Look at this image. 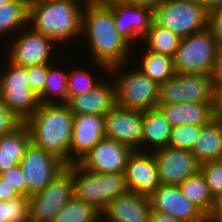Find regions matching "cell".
Listing matches in <instances>:
<instances>
[{"instance_id":"5bb4252c","label":"cell","mask_w":222,"mask_h":222,"mask_svg":"<svg viewBox=\"0 0 222 222\" xmlns=\"http://www.w3.org/2000/svg\"><path fill=\"white\" fill-rule=\"evenodd\" d=\"M142 123L143 111L115 105L105 115V137L141 151Z\"/></svg>"},{"instance_id":"7c38bea8","label":"cell","mask_w":222,"mask_h":222,"mask_svg":"<svg viewBox=\"0 0 222 222\" xmlns=\"http://www.w3.org/2000/svg\"><path fill=\"white\" fill-rule=\"evenodd\" d=\"M132 152L129 146L104 137L77 164L93 173H124Z\"/></svg>"},{"instance_id":"2e32d148","label":"cell","mask_w":222,"mask_h":222,"mask_svg":"<svg viewBox=\"0 0 222 222\" xmlns=\"http://www.w3.org/2000/svg\"><path fill=\"white\" fill-rule=\"evenodd\" d=\"M148 197L152 211L165 212L185 222H209V218L182 194L179 185L160 184Z\"/></svg>"},{"instance_id":"60d3db41","label":"cell","mask_w":222,"mask_h":222,"mask_svg":"<svg viewBox=\"0 0 222 222\" xmlns=\"http://www.w3.org/2000/svg\"><path fill=\"white\" fill-rule=\"evenodd\" d=\"M210 77L213 91L218 98L222 94V47L216 53Z\"/></svg>"},{"instance_id":"1f68e13d","label":"cell","mask_w":222,"mask_h":222,"mask_svg":"<svg viewBox=\"0 0 222 222\" xmlns=\"http://www.w3.org/2000/svg\"><path fill=\"white\" fill-rule=\"evenodd\" d=\"M29 197L0 201V222H29Z\"/></svg>"},{"instance_id":"ba28073f","label":"cell","mask_w":222,"mask_h":222,"mask_svg":"<svg viewBox=\"0 0 222 222\" xmlns=\"http://www.w3.org/2000/svg\"><path fill=\"white\" fill-rule=\"evenodd\" d=\"M183 102L217 103L210 75L176 72L159 84L158 105Z\"/></svg>"},{"instance_id":"f907efd6","label":"cell","mask_w":222,"mask_h":222,"mask_svg":"<svg viewBox=\"0 0 222 222\" xmlns=\"http://www.w3.org/2000/svg\"><path fill=\"white\" fill-rule=\"evenodd\" d=\"M88 1H92V0H83V2H81V3H86V2H88Z\"/></svg>"},{"instance_id":"d6986e66","label":"cell","mask_w":222,"mask_h":222,"mask_svg":"<svg viewBox=\"0 0 222 222\" xmlns=\"http://www.w3.org/2000/svg\"><path fill=\"white\" fill-rule=\"evenodd\" d=\"M151 211L148 196L127 191L107 204L101 222H151Z\"/></svg>"},{"instance_id":"484cf974","label":"cell","mask_w":222,"mask_h":222,"mask_svg":"<svg viewBox=\"0 0 222 222\" xmlns=\"http://www.w3.org/2000/svg\"><path fill=\"white\" fill-rule=\"evenodd\" d=\"M181 39L182 37L166 27L159 25L154 20L151 24L150 30L142 38V40H144L142 42L146 44L147 50L173 58L180 45Z\"/></svg>"},{"instance_id":"5b68a950","label":"cell","mask_w":222,"mask_h":222,"mask_svg":"<svg viewBox=\"0 0 222 222\" xmlns=\"http://www.w3.org/2000/svg\"><path fill=\"white\" fill-rule=\"evenodd\" d=\"M74 196L102 212L108 203L126 193L124 173H93L72 164Z\"/></svg>"},{"instance_id":"bcb514c9","label":"cell","mask_w":222,"mask_h":222,"mask_svg":"<svg viewBox=\"0 0 222 222\" xmlns=\"http://www.w3.org/2000/svg\"><path fill=\"white\" fill-rule=\"evenodd\" d=\"M209 222H222V198L217 201L216 210Z\"/></svg>"},{"instance_id":"cb8c5ba5","label":"cell","mask_w":222,"mask_h":222,"mask_svg":"<svg viewBox=\"0 0 222 222\" xmlns=\"http://www.w3.org/2000/svg\"><path fill=\"white\" fill-rule=\"evenodd\" d=\"M30 143L29 129L24 122L13 132L2 135L0 137V173L18 165Z\"/></svg>"},{"instance_id":"52a82bcc","label":"cell","mask_w":222,"mask_h":222,"mask_svg":"<svg viewBox=\"0 0 222 222\" xmlns=\"http://www.w3.org/2000/svg\"><path fill=\"white\" fill-rule=\"evenodd\" d=\"M154 20L184 38L207 29L208 11L193 0H164Z\"/></svg>"},{"instance_id":"c3c4849f","label":"cell","mask_w":222,"mask_h":222,"mask_svg":"<svg viewBox=\"0 0 222 222\" xmlns=\"http://www.w3.org/2000/svg\"><path fill=\"white\" fill-rule=\"evenodd\" d=\"M98 1L106 3V2H111V1H124V0H98Z\"/></svg>"},{"instance_id":"277c9868","label":"cell","mask_w":222,"mask_h":222,"mask_svg":"<svg viewBox=\"0 0 222 222\" xmlns=\"http://www.w3.org/2000/svg\"><path fill=\"white\" fill-rule=\"evenodd\" d=\"M125 66L126 64H119L108 70L109 76L115 73L113 81L116 105L140 111L157 108L159 84L143 74L137 67L124 72L122 68L124 69Z\"/></svg>"},{"instance_id":"f546056e","label":"cell","mask_w":222,"mask_h":222,"mask_svg":"<svg viewBox=\"0 0 222 222\" xmlns=\"http://www.w3.org/2000/svg\"><path fill=\"white\" fill-rule=\"evenodd\" d=\"M142 60L138 65V69L158 84L165 83L175 75L173 58L153 53L149 50L145 51Z\"/></svg>"},{"instance_id":"74e56055","label":"cell","mask_w":222,"mask_h":222,"mask_svg":"<svg viewBox=\"0 0 222 222\" xmlns=\"http://www.w3.org/2000/svg\"><path fill=\"white\" fill-rule=\"evenodd\" d=\"M23 121L12 111L8 110L0 98V137L17 129Z\"/></svg>"},{"instance_id":"8992f818","label":"cell","mask_w":222,"mask_h":222,"mask_svg":"<svg viewBox=\"0 0 222 222\" xmlns=\"http://www.w3.org/2000/svg\"><path fill=\"white\" fill-rule=\"evenodd\" d=\"M219 48L208 29L182 38L173 56L175 72L210 75Z\"/></svg>"},{"instance_id":"f35d334b","label":"cell","mask_w":222,"mask_h":222,"mask_svg":"<svg viewBox=\"0 0 222 222\" xmlns=\"http://www.w3.org/2000/svg\"><path fill=\"white\" fill-rule=\"evenodd\" d=\"M207 29L222 47V5L208 12Z\"/></svg>"},{"instance_id":"d4e9b609","label":"cell","mask_w":222,"mask_h":222,"mask_svg":"<svg viewBox=\"0 0 222 222\" xmlns=\"http://www.w3.org/2000/svg\"><path fill=\"white\" fill-rule=\"evenodd\" d=\"M182 194L196 205L209 219L213 216L217 201L210 193L206 179L199 170L179 185Z\"/></svg>"},{"instance_id":"4316f807","label":"cell","mask_w":222,"mask_h":222,"mask_svg":"<svg viewBox=\"0 0 222 222\" xmlns=\"http://www.w3.org/2000/svg\"><path fill=\"white\" fill-rule=\"evenodd\" d=\"M52 64H48L45 88L38 96L40 104H67L68 72L66 73V71L60 70V68H56L57 66Z\"/></svg>"},{"instance_id":"8d00e7d4","label":"cell","mask_w":222,"mask_h":222,"mask_svg":"<svg viewBox=\"0 0 222 222\" xmlns=\"http://www.w3.org/2000/svg\"><path fill=\"white\" fill-rule=\"evenodd\" d=\"M47 72L48 64H40L27 67L29 87L38 96L43 92L45 88Z\"/></svg>"},{"instance_id":"ab89813d","label":"cell","mask_w":222,"mask_h":222,"mask_svg":"<svg viewBox=\"0 0 222 222\" xmlns=\"http://www.w3.org/2000/svg\"><path fill=\"white\" fill-rule=\"evenodd\" d=\"M0 177L6 179L11 186H13L20 195L26 196V186L24 181V175L21 172L20 165H16L14 168L8 169L0 173Z\"/></svg>"},{"instance_id":"4fadbf2b","label":"cell","mask_w":222,"mask_h":222,"mask_svg":"<svg viewBox=\"0 0 222 222\" xmlns=\"http://www.w3.org/2000/svg\"><path fill=\"white\" fill-rule=\"evenodd\" d=\"M113 11L117 33L132 47L143 38L154 21V11L133 5L127 0L106 2Z\"/></svg>"},{"instance_id":"f1b7e54d","label":"cell","mask_w":222,"mask_h":222,"mask_svg":"<svg viewBox=\"0 0 222 222\" xmlns=\"http://www.w3.org/2000/svg\"><path fill=\"white\" fill-rule=\"evenodd\" d=\"M0 98L23 122L40 106L38 95L32 90H0Z\"/></svg>"},{"instance_id":"d590c367","label":"cell","mask_w":222,"mask_h":222,"mask_svg":"<svg viewBox=\"0 0 222 222\" xmlns=\"http://www.w3.org/2000/svg\"><path fill=\"white\" fill-rule=\"evenodd\" d=\"M200 171L206 179L210 193L218 201L222 198V160L200 164Z\"/></svg>"},{"instance_id":"7a4b0ae2","label":"cell","mask_w":222,"mask_h":222,"mask_svg":"<svg viewBox=\"0 0 222 222\" xmlns=\"http://www.w3.org/2000/svg\"><path fill=\"white\" fill-rule=\"evenodd\" d=\"M74 114L67 104H40L24 123L31 143L70 165Z\"/></svg>"},{"instance_id":"d6a6232c","label":"cell","mask_w":222,"mask_h":222,"mask_svg":"<svg viewBox=\"0 0 222 222\" xmlns=\"http://www.w3.org/2000/svg\"><path fill=\"white\" fill-rule=\"evenodd\" d=\"M100 80L101 79H96V77L93 78L90 71L80 69V67L73 69L70 73L68 72V101L73 96L82 95L91 91L102 82Z\"/></svg>"},{"instance_id":"8fae6325","label":"cell","mask_w":222,"mask_h":222,"mask_svg":"<svg viewBox=\"0 0 222 222\" xmlns=\"http://www.w3.org/2000/svg\"><path fill=\"white\" fill-rule=\"evenodd\" d=\"M27 28L29 29L26 32L21 31L22 34H15V39L11 40L8 60L22 67L52 63L50 62L52 49L56 43L50 37L37 33L29 26Z\"/></svg>"},{"instance_id":"ac0fdd59","label":"cell","mask_w":222,"mask_h":222,"mask_svg":"<svg viewBox=\"0 0 222 222\" xmlns=\"http://www.w3.org/2000/svg\"><path fill=\"white\" fill-rule=\"evenodd\" d=\"M104 137L105 115H74L70 146V165L77 163Z\"/></svg>"},{"instance_id":"7402d4cb","label":"cell","mask_w":222,"mask_h":222,"mask_svg":"<svg viewBox=\"0 0 222 222\" xmlns=\"http://www.w3.org/2000/svg\"><path fill=\"white\" fill-rule=\"evenodd\" d=\"M200 164L222 160V124L217 114L209 124L202 126L199 137L191 149Z\"/></svg>"},{"instance_id":"3957f363","label":"cell","mask_w":222,"mask_h":222,"mask_svg":"<svg viewBox=\"0 0 222 222\" xmlns=\"http://www.w3.org/2000/svg\"><path fill=\"white\" fill-rule=\"evenodd\" d=\"M79 3V0H29L28 26L56 44L70 41L82 35L85 3Z\"/></svg>"},{"instance_id":"9a60e30c","label":"cell","mask_w":222,"mask_h":222,"mask_svg":"<svg viewBox=\"0 0 222 222\" xmlns=\"http://www.w3.org/2000/svg\"><path fill=\"white\" fill-rule=\"evenodd\" d=\"M160 184L180 185L200 170V163L189 150L166 146L153 152Z\"/></svg>"},{"instance_id":"e0dca14e","label":"cell","mask_w":222,"mask_h":222,"mask_svg":"<svg viewBox=\"0 0 222 222\" xmlns=\"http://www.w3.org/2000/svg\"><path fill=\"white\" fill-rule=\"evenodd\" d=\"M133 151L126 163L125 183L128 191L149 196L160 185L153 152Z\"/></svg>"},{"instance_id":"30bf717a","label":"cell","mask_w":222,"mask_h":222,"mask_svg":"<svg viewBox=\"0 0 222 222\" xmlns=\"http://www.w3.org/2000/svg\"><path fill=\"white\" fill-rule=\"evenodd\" d=\"M19 165L24 175L27 197L43 190L67 166L58 157L32 143L27 147Z\"/></svg>"},{"instance_id":"9c48e42d","label":"cell","mask_w":222,"mask_h":222,"mask_svg":"<svg viewBox=\"0 0 222 222\" xmlns=\"http://www.w3.org/2000/svg\"><path fill=\"white\" fill-rule=\"evenodd\" d=\"M73 195L71 164L67 165L43 190L29 196V222H52Z\"/></svg>"},{"instance_id":"ee69618b","label":"cell","mask_w":222,"mask_h":222,"mask_svg":"<svg viewBox=\"0 0 222 222\" xmlns=\"http://www.w3.org/2000/svg\"><path fill=\"white\" fill-rule=\"evenodd\" d=\"M129 3L148 8L152 11H155V9L164 1V0H127Z\"/></svg>"},{"instance_id":"83f0119b","label":"cell","mask_w":222,"mask_h":222,"mask_svg":"<svg viewBox=\"0 0 222 222\" xmlns=\"http://www.w3.org/2000/svg\"><path fill=\"white\" fill-rule=\"evenodd\" d=\"M29 0H14L0 5V33H20L28 26ZM26 26V27H25ZM22 28V29H20ZM18 29L20 31H18Z\"/></svg>"},{"instance_id":"f6af8a7d","label":"cell","mask_w":222,"mask_h":222,"mask_svg":"<svg viewBox=\"0 0 222 222\" xmlns=\"http://www.w3.org/2000/svg\"><path fill=\"white\" fill-rule=\"evenodd\" d=\"M193 1L204 7L208 12L222 5V0H193Z\"/></svg>"},{"instance_id":"4dcf8cb0","label":"cell","mask_w":222,"mask_h":222,"mask_svg":"<svg viewBox=\"0 0 222 222\" xmlns=\"http://www.w3.org/2000/svg\"><path fill=\"white\" fill-rule=\"evenodd\" d=\"M52 222H101V212L73 195Z\"/></svg>"},{"instance_id":"ffe728a7","label":"cell","mask_w":222,"mask_h":222,"mask_svg":"<svg viewBox=\"0 0 222 222\" xmlns=\"http://www.w3.org/2000/svg\"><path fill=\"white\" fill-rule=\"evenodd\" d=\"M172 126L194 124L204 126L209 124L218 114L217 103H174L157 105Z\"/></svg>"},{"instance_id":"6da1fadb","label":"cell","mask_w":222,"mask_h":222,"mask_svg":"<svg viewBox=\"0 0 222 222\" xmlns=\"http://www.w3.org/2000/svg\"><path fill=\"white\" fill-rule=\"evenodd\" d=\"M81 33L88 39L92 61L107 74L110 67L127 64L126 59L132 57L134 46L131 48L117 33L113 11L107 3L98 0L85 3Z\"/></svg>"},{"instance_id":"7dc6e473","label":"cell","mask_w":222,"mask_h":222,"mask_svg":"<svg viewBox=\"0 0 222 222\" xmlns=\"http://www.w3.org/2000/svg\"><path fill=\"white\" fill-rule=\"evenodd\" d=\"M218 114L222 115V94L217 98Z\"/></svg>"},{"instance_id":"836d02e7","label":"cell","mask_w":222,"mask_h":222,"mask_svg":"<svg viewBox=\"0 0 222 222\" xmlns=\"http://www.w3.org/2000/svg\"><path fill=\"white\" fill-rule=\"evenodd\" d=\"M202 126L182 124L172 126L168 146L191 151L195 140L199 137Z\"/></svg>"},{"instance_id":"e575fe53","label":"cell","mask_w":222,"mask_h":222,"mask_svg":"<svg viewBox=\"0 0 222 222\" xmlns=\"http://www.w3.org/2000/svg\"><path fill=\"white\" fill-rule=\"evenodd\" d=\"M6 71L0 73V90H31L28 84L27 67L8 60Z\"/></svg>"},{"instance_id":"b9f144b4","label":"cell","mask_w":222,"mask_h":222,"mask_svg":"<svg viewBox=\"0 0 222 222\" xmlns=\"http://www.w3.org/2000/svg\"><path fill=\"white\" fill-rule=\"evenodd\" d=\"M20 196L18 191L6 179L0 177V201H7Z\"/></svg>"},{"instance_id":"44dd1931","label":"cell","mask_w":222,"mask_h":222,"mask_svg":"<svg viewBox=\"0 0 222 222\" xmlns=\"http://www.w3.org/2000/svg\"><path fill=\"white\" fill-rule=\"evenodd\" d=\"M102 81L91 91L73 96L68 102L71 112L78 114L106 115L116 105L114 81ZM108 82V83H107Z\"/></svg>"},{"instance_id":"603a6c76","label":"cell","mask_w":222,"mask_h":222,"mask_svg":"<svg viewBox=\"0 0 222 222\" xmlns=\"http://www.w3.org/2000/svg\"><path fill=\"white\" fill-rule=\"evenodd\" d=\"M171 130L172 125L158 108L143 111L142 149L144 150L141 151L145 152L146 145L151 149L150 152L168 146Z\"/></svg>"},{"instance_id":"7bdbcfd3","label":"cell","mask_w":222,"mask_h":222,"mask_svg":"<svg viewBox=\"0 0 222 222\" xmlns=\"http://www.w3.org/2000/svg\"><path fill=\"white\" fill-rule=\"evenodd\" d=\"M151 222H185L178 218H174L173 216L161 212V211H151Z\"/></svg>"},{"instance_id":"681fc988","label":"cell","mask_w":222,"mask_h":222,"mask_svg":"<svg viewBox=\"0 0 222 222\" xmlns=\"http://www.w3.org/2000/svg\"><path fill=\"white\" fill-rule=\"evenodd\" d=\"M9 1H14V0H0V5L6 3V2H9Z\"/></svg>"}]
</instances>
